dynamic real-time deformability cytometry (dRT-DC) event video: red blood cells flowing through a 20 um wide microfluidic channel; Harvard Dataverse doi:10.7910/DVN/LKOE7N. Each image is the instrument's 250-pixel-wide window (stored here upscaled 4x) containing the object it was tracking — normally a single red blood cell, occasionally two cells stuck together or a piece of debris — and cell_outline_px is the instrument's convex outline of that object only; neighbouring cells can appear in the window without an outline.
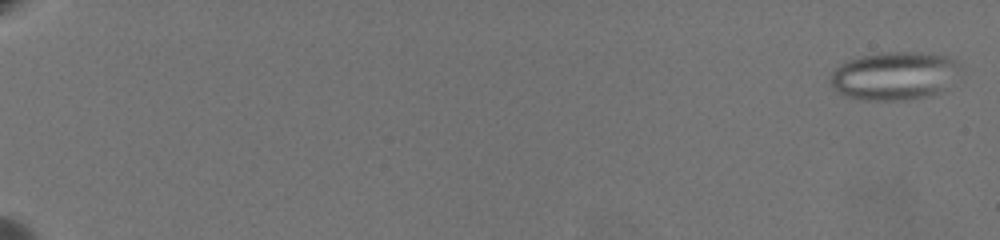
{"species": "common noctule bat (a hibernating species)", "species_latin": "Nyctalus noctula", "temperature_condition": "warm", "stored_images_in_passage": 67, "camera_frame_rate_fps": 3000, "um_per_image_px": 0.085, "animal": {"sex": "female", "body_mass_g": 19.5, "forearm_length_mm": 54.1}, "frame": {"image": 1, "passage_image": 2, "time_ms": 0.333, "image_size_px": [1000, 240], "cell_outline_px": [[960, 68], [944, 88], [932, 96], [908, 100], [860, 100], [844, 96], [836, 92], [832, 88], [828, 80], [832, 72], [840, 64], [848, 60], [860, 56], [880, 52], [920, 52], [948, 56], [956, 60], [960, 64]], "centroid_in_image_um": [75.95, 6.45], "position_along_channel_um": 9.0, "area_um2": 36.82}}
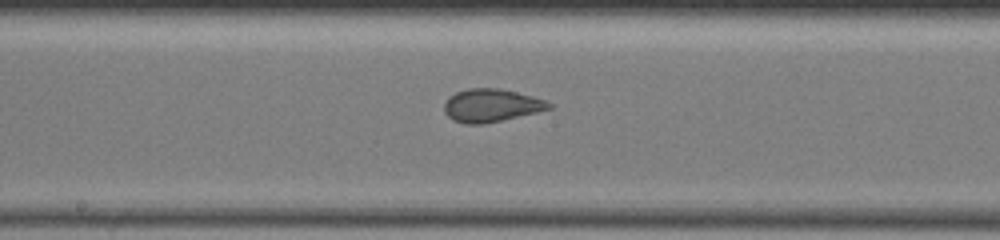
{"frame": {"image": 2, "passage_image": 40, "time_ms": 13.0, "image_size_px": [1000, 240], "cell_outline_px": [[552, 108], [536, 112], [484, 124], [464, 124], [452, 120], [444, 112], [444, 104], [448, 96], [456, 92], [468, 88], [500, 88], [532, 96], [544, 100], [552, 104]], "centroid_in_image_um": [41.71, 8.96], "position_along_channel_um": 206.5, "area_um2": 20.11}}
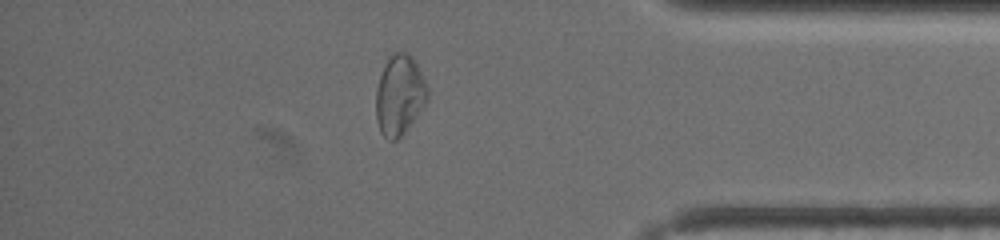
{"frame": {"image": 3, "passage_image": 59, "time_ms": 19.333, "image_size_px": [1000, 240], "cell_outline_px": [[428, 100], [404, 132], [396, 140], [388, 140], [380, 132], [376, 120], [376, 88], [384, 64], [392, 52], [408, 52], [412, 56], [428, 88]], "centroid_in_image_um": [33.94, 8.07], "position_along_channel_um": 401.3, "area_um2": 23.93}}